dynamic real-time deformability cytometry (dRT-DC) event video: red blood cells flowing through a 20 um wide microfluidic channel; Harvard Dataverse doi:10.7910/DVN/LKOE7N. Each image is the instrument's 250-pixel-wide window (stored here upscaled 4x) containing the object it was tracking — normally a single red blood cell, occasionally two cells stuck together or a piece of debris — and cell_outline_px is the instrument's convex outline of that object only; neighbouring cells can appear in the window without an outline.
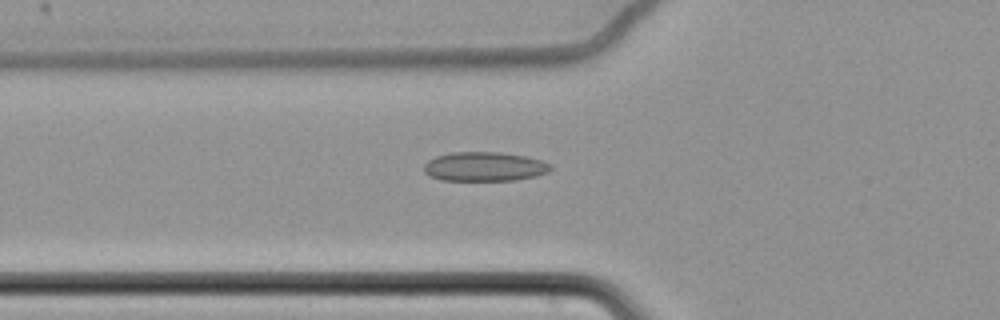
{"species": "common noctule bat (a hibernating species)", "species_latin": "Nyctalus noctula", "temperature_condition": "cold", "stored_images_in_passage": 45, "camera_frame_rate_fps": 3000, "um_per_image_px": 0.085, "animal": {"sex": "female", "body_mass_g": 22.7, "forearm_length_mm": 54.2}, "frame": {"image": 1, "passage_image": 7, "time_ms": 2.0, "image_size_px": [1000, 320], "cell_outline_px": [[552, 168], [548, 172], [536, 176], [516, 180], [440, 180], [428, 176], [424, 172], [424, 164], [428, 160], [436, 156], [452, 152], [500, 152], [528, 156], [552, 164]], "centroid_in_image_um": [41.18, 14.16], "position_along_channel_um": 84.6, "area_um2": 21.79}}
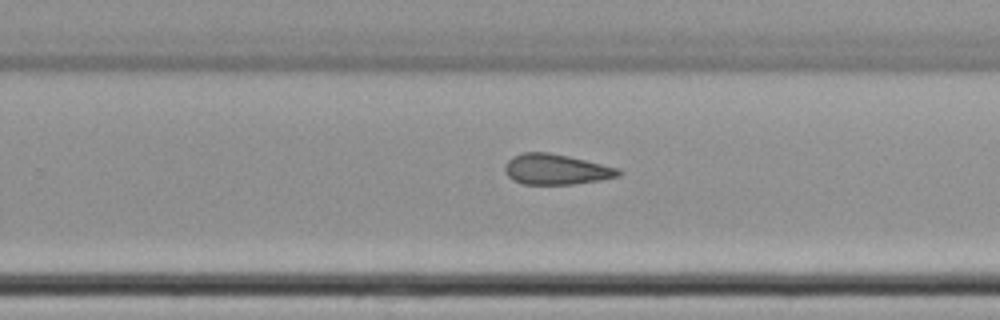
{"frame": {"image": 2, "passage_image": 24, "time_ms": 7.667, "image_size_px": [1000, 320], "cell_outline_px": [[624, 172], [620, 176], [600, 180], [572, 184], [524, 184], [512, 180], [504, 172], [504, 168], [508, 160], [512, 156], [524, 152], [548, 152], [568, 156], [620, 168]], "centroid_in_image_um": [47.28, 14.39], "position_along_channel_um": 282.5, "area_um2": 20.29}}
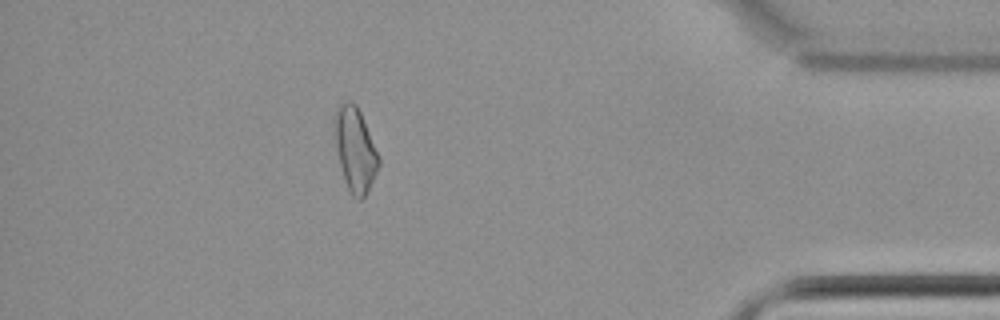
{"frame": {"image": 3, "passage_image": 38, "time_ms": 12.333, "image_size_px": [1000, 320], "cell_outline_px": [[380, 164], [364, 196], [360, 200], [352, 196], [348, 188], [340, 164], [336, 144], [332, 120], [336, 108], [344, 100], [352, 100], [356, 104], [360, 112], [380, 160]], "centroid_in_image_um": [30.15, 12.63], "position_along_channel_um": 405.0, "area_um2": 21.15}, "authors_computed_cell_mechanics": {"area_um2": 20.6346, "velocity_mm_per_s": 3.4951, "shape_relaxation_time_tau1_ms": null, "shape_relaxation_time_tau2_ms": 7.8954, "deformation_change_tau1": null, "deformation_change_tau2": 0.1541}}